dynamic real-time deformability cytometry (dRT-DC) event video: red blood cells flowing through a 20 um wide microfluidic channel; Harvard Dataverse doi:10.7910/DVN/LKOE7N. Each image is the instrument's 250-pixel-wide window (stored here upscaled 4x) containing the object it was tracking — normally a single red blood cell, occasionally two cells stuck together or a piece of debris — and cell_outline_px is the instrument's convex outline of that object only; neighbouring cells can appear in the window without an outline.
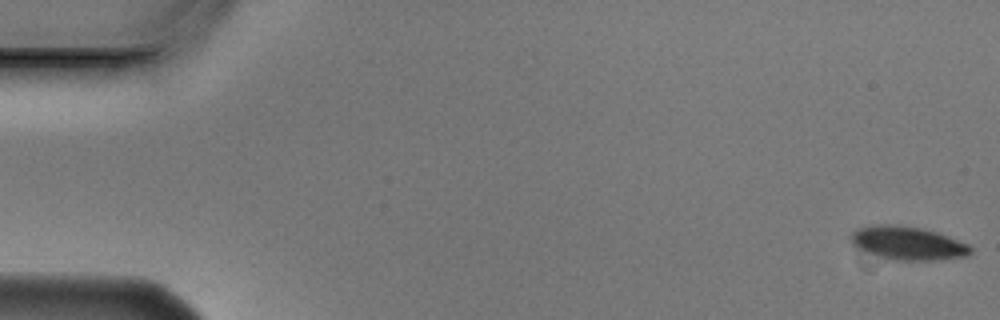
{"species": "Egyptian fruit bat (a non-hibernating species)", "species_latin": "Rousettus aegyptiacus", "temperature_condition": "cold", "stored_images_in_passage": 6, "camera_frame_rate_fps": 3000, "um_per_image_px": 0.085, "animal": {"sex": "male"}, "frame": {"image": 1, "passage_image": 1, "time_ms": 0.0, "image_size_px": [1000, 320], "cell_outline_px": [[972, 252], [968, 256], [936, 260], [892, 260], [856, 248], [852, 244], [852, 232], [856, 228], [880, 224], [888, 224], [920, 228], [936, 232], [948, 236], [968, 244], [972, 248]], "centroid_in_image_um": [77.17, 20.67], "position_along_channel_um": 7.8, "area_um2": 23.12}}